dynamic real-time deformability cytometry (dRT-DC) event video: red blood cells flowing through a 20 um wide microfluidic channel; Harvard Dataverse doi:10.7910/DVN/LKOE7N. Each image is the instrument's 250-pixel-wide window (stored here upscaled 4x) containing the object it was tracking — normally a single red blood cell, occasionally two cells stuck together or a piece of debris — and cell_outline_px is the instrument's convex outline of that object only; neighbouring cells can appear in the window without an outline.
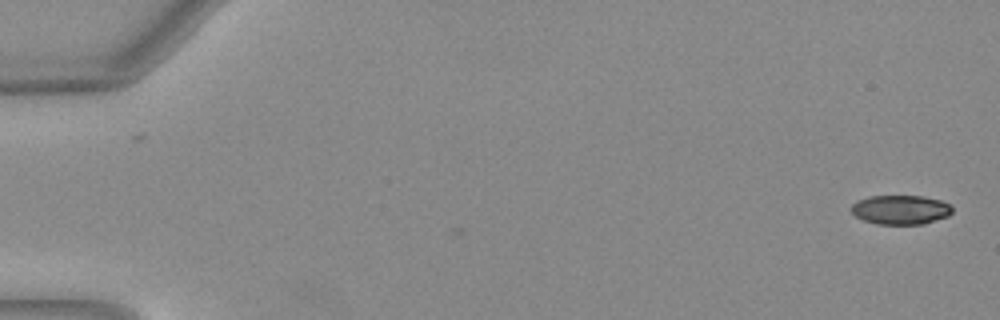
{"species": "Egyptian fruit bat (a non-hibernating species)", "species_latin": "Rousettus aegyptiacus", "temperature_condition": "warm", "stored_images_in_passage": 12, "camera_frame_rate_fps": 3000, "um_per_image_px": 0.085, "animal": {"sex": "female"}, "frame": {"image": 1, "passage_image": 1, "time_ms": 0.0, "image_size_px": [1000, 320], "cell_outline_px": [[952, 212], [948, 216], [924, 224], [876, 224], [864, 220], [856, 216], [848, 208], [856, 200], [868, 196], [924, 196], [940, 200], [948, 204], [952, 208]], "centroid_in_image_um": [76.51, 17.82], "position_along_channel_um": 8.5, "area_um2": 17.34}}